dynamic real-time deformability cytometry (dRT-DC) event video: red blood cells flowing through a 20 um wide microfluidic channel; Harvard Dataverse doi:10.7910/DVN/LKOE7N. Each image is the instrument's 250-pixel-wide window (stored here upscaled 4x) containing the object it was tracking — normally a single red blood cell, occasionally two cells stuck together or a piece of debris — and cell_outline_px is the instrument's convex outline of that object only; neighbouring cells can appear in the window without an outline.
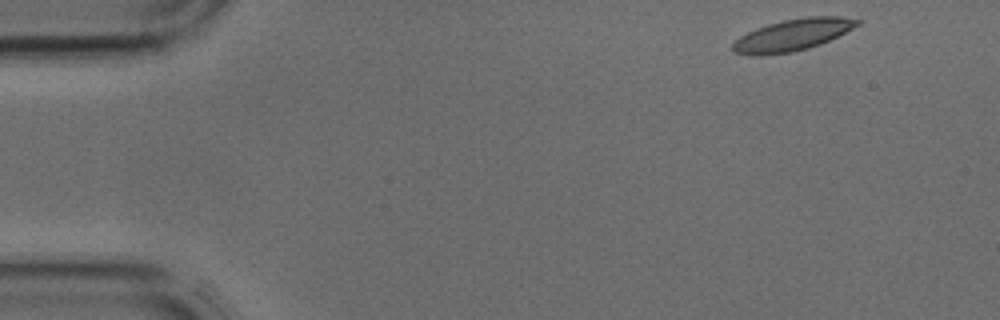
{"species": "common noctule bat (a hibernating species)", "species_latin": "Nyctalus noctula", "temperature_condition": "cold", "stored_images_in_passage": 8, "camera_frame_rate_fps": 3000, "um_per_image_px": 0.085, "animal": {"sex": "male", "body_mass_g": 17.9, "forearm_length_mm": 54.2}, "frame": {"image": 1, "passage_image": 1, "time_ms": 0.0, "image_size_px": [1000, 320], "cell_outline_px": [[864, 20], [860, 24], [820, 44], [808, 48], [792, 52], [760, 56], [752, 56], [732, 52], [732, 44], [740, 36], [756, 28], [768, 24], [784, 20], [808, 16], [840, 16]], "centroid_in_image_um": [67.35, 2.97], "position_along_channel_um": 17.7, "area_um2": 23.0}}